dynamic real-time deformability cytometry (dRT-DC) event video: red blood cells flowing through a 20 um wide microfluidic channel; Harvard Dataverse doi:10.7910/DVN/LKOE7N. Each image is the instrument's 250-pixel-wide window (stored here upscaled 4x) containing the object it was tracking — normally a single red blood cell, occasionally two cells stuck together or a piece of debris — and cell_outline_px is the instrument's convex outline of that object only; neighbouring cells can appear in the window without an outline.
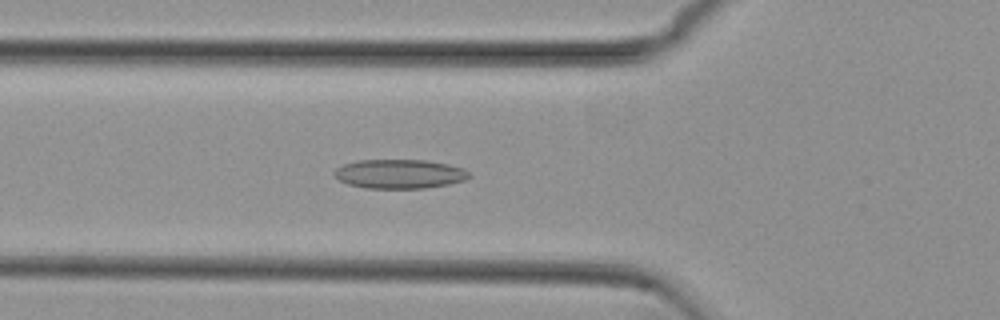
{"species": "common noctule bat (a hibernating species)", "species_latin": "Nyctalus noctula", "temperature_condition": "cold", "stored_images_in_passage": 36, "camera_frame_rate_fps": 3000, "um_per_image_px": 0.085, "animal": {"sex": "female", "body_mass_g": 29.2, "forearm_length_mm": 56.3}, "frame": {"image": 1, "passage_image": 4, "time_ms": 1.0, "image_size_px": [1000, 320], "cell_outline_px": [[472, 176], [464, 180], [448, 184], [424, 188], [364, 188], [348, 184], [340, 180], [332, 172], [336, 168], [344, 164], [356, 160], [424, 160], [448, 164], [464, 168]], "centroid_in_image_um": [33.95, 14.78], "position_along_channel_um": 91.8, "area_um2": 22.89}}
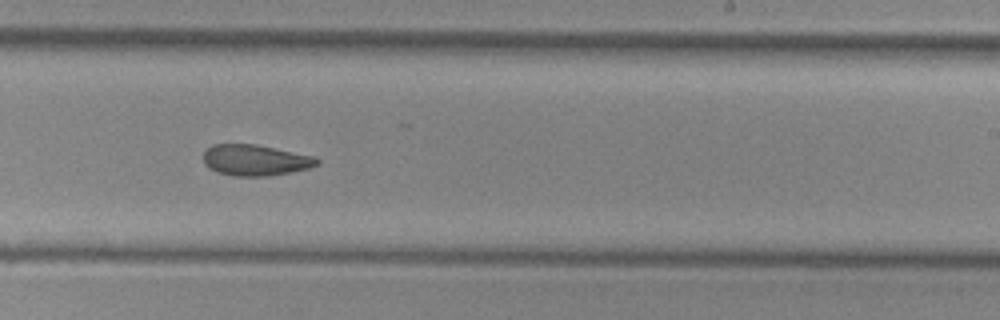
{"frame": {"image": 2, "passage_image": 18, "time_ms": 5.667, "image_size_px": [1000, 320], "cell_outline_px": [[320, 164], [308, 168], [268, 176], [236, 176], [216, 172], [208, 168], [204, 164], [204, 152], [212, 144], [256, 144], [316, 156], [320, 160]], "centroid_in_image_um": [21.71, 13.6], "position_along_channel_um": 267.3, "area_um2": 20.63}}
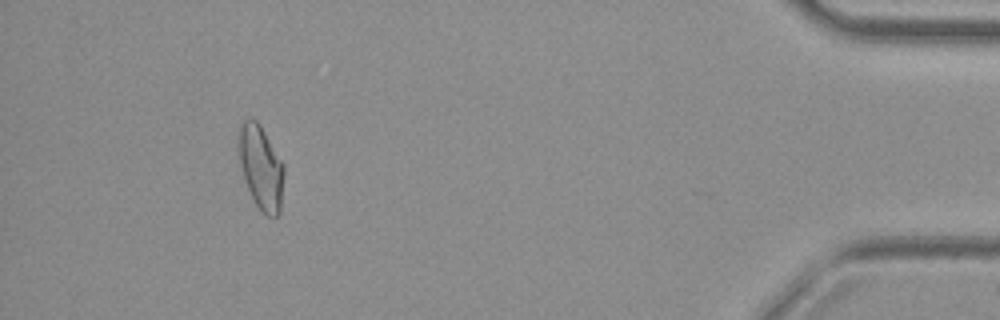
{"frame": {"image": 3, "passage_image": 35, "time_ms": 11.333, "image_size_px": [1000, 320], "cell_outline_px": [[284, 172], [280, 212], [276, 216], [268, 216], [256, 204], [248, 188], [240, 164], [240, 124], [244, 120], [256, 120], [260, 124], [284, 164]], "centroid_in_image_um": [22.22, 14.23], "position_along_channel_um": 413.0, "area_um2": 21.5}, "authors_computed_cell_mechanics": {"area_um2": 21.3282, "velocity_mm_per_s": 3.7569, "shape_relaxation_time_tau1_ms": null, "shape_relaxation_time_tau2_ms": 3.6884, "deformation_change_tau1": null, "deformation_change_tau2": 0.0874}}